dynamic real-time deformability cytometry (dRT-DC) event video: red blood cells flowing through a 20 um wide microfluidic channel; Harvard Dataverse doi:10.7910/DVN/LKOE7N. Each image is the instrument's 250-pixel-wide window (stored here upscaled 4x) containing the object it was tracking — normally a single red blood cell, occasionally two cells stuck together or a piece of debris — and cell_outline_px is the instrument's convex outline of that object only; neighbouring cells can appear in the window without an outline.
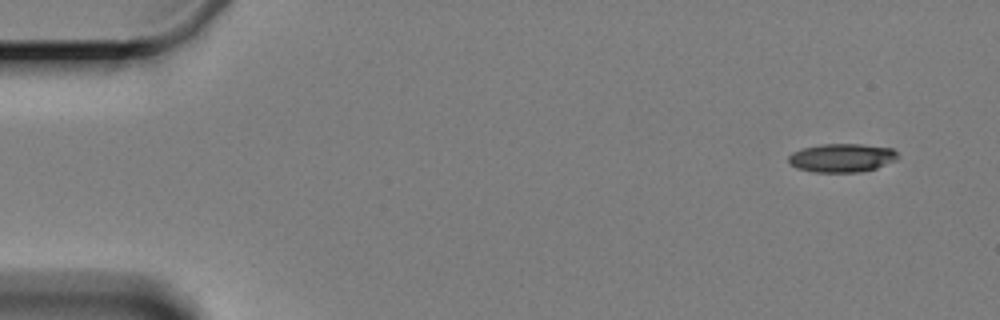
{"species": "Egyptian fruit bat (a non-hibernating species)", "species_latin": "Rousettus aegyptiacus", "temperature_condition": "cold", "stored_images_in_passage": 3, "camera_frame_rate_fps": 3000, "um_per_image_px": 0.085, "animal": {"sex": "female"}, "frame": {"image": 1, "passage_image": 1, "time_ms": 0.0, "image_size_px": [1000, 320], "cell_outline_px": [[900, 156], [896, 160], [876, 168], [860, 172], [816, 172], [796, 168], [788, 160], [788, 156], [792, 152], [800, 148], [820, 144], [860, 144], [892, 148]], "centroid_in_image_um": [71.55, 13.41], "position_along_channel_um": 13.4, "area_um2": 18.26}}